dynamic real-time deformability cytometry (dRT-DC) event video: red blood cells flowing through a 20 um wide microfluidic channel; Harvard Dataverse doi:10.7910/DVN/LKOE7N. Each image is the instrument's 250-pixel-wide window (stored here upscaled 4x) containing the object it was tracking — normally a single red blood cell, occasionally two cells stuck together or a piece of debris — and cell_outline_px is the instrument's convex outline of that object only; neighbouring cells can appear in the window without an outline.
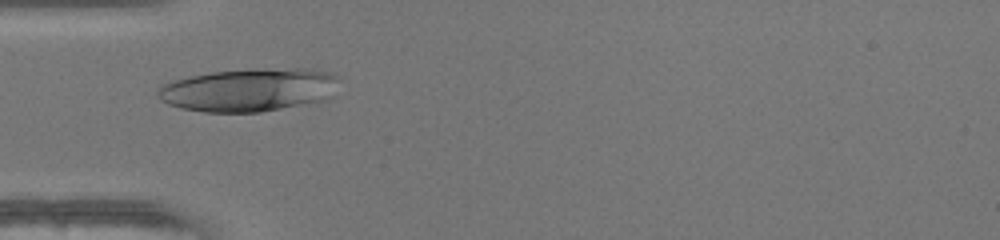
{"species": "human", "species_latin": "Homo sapiens", "temperature_condition": "warm", "stored_images_in_passage": 21, "camera_frame_rate_fps": 3000, "um_per_image_px": 0.085, "donor": {"sex": "female"}, "frame": {"image": 1, "passage_image": 1, "time_ms": 0.0, "image_size_px": [1000, 240], "cell_outline_px": [[336, 76], [332, 96], [324, 100], [260, 112], [204, 112], [180, 108], [168, 104], [160, 100], [156, 96], [156, 92], [164, 84], [172, 80], [212, 72], [296, 68], [304, 68], [332, 72]], "centroid_in_image_um": [21.11, 7.65], "position_along_channel_um": 63.9, "area_um2": 44.97}}